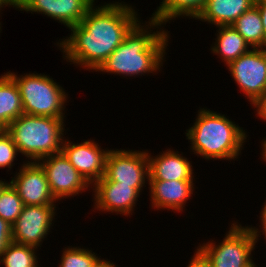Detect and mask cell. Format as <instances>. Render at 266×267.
Here are the masks:
<instances>
[{"mask_svg": "<svg viewBox=\"0 0 266 267\" xmlns=\"http://www.w3.org/2000/svg\"><path fill=\"white\" fill-rule=\"evenodd\" d=\"M140 20L135 7L124 1L94 3L80 23L69 29L70 35L55 46L70 65L95 72Z\"/></svg>", "mask_w": 266, "mask_h": 267, "instance_id": "obj_1", "label": "cell"}, {"mask_svg": "<svg viewBox=\"0 0 266 267\" xmlns=\"http://www.w3.org/2000/svg\"><path fill=\"white\" fill-rule=\"evenodd\" d=\"M215 42L211 45V53L222 58L224 65L238 59L242 54L248 52L251 47L232 25L217 26Z\"/></svg>", "mask_w": 266, "mask_h": 267, "instance_id": "obj_18", "label": "cell"}, {"mask_svg": "<svg viewBox=\"0 0 266 267\" xmlns=\"http://www.w3.org/2000/svg\"><path fill=\"white\" fill-rule=\"evenodd\" d=\"M91 190L94 193V210L130 217L134 213L143 188L119 185V182H112L102 177L92 185Z\"/></svg>", "mask_w": 266, "mask_h": 267, "instance_id": "obj_11", "label": "cell"}, {"mask_svg": "<svg viewBox=\"0 0 266 267\" xmlns=\"http://www.w3.org/2000/svg\"><path fill=\"white\" fill-rule=\"evenodd\" d=\"M109 151L101 148L95 139L73 143L65 137L62 143L64 155L91 186L104 176Z\"/></svg>", "mask_w": 266, "mask_h": 267, "instance_id": "obj_12", "label": "cell"}, {"mask_svg": "<svg viewBox=\"0 0 266 267\" xmlns=\"http://www.w3.org/2000/svg\"><path fill=\"white\" fill-rule=\"evenodd\" d=\"M246 267H258L256 263H254V260Z\"/></svg>", "mask_w": 266, "mask_h": 267, "instance_id": "obj_35", "label": "cell"}, {"mask_svg": "<svg viewBox=\"0 0 266 267\" xmlns=\"http://www.w3.org/2000/svg\"><path fill=\"white\" fill-rule=\"evenodd\" d=\"M187 267H209L204 259L195 251L194 255L190 257Z\"/></svg>", "mask_w": 266, "mask_h": 267, "instance_id": "obj_30", "label": "cell"}, {"mask_svg": "<svg viewBox=\"0 0 266 267\" xmlns=\"http://www.w3.org/2000/svg\"><path fill=\"white\" fill-rule=\"evenodd\" d=\"M147 149L149 180H195L192 161L168 148L159 154L152 156Z\"/></svg>", "mask_w": 266, "mask_h": 267, "instance_id": "obj_16", "label": "cell"}, {"mask_svg": "<svg viewBox=\"0 0 266 267\" xmlns=\"http://www.w3.org/2000/svg\"><path fill=\"white\" fill-rule=\"evenodd\" d=\"M12 242V225L0 217V257Z\"/></svg>", "mask_w": 266, "mask_h": 267, "instance_id": "obj_26", "label": "cell"}, {"mask_svg": "<svg viewBox=\"0 0 266 267\" xmlns=\"http://www.w3.org/2000/svg\"><path fill=\"white\" fill-rule=\"evenodd\" d=\"M38 163L44 169L51 193L57 201L74 198L92 187L62 151L40 159Z\"/></svg>", "mask_w": 266, "mask_h": 267, "instance_id": "obj_9", "label": "cell"}, {"mask_svg": "<svg viewBox=\"0 0 266 267\" xmlns=\"http://www.w3.org/2000/svg\"><path fill=\"white\" fill-rule=\"evenodd\" d=\"M226 68L251 107L266 96V48H251Z\"/></svg>", "mask_w": 266, "mask_h": 267, "instance_id": "obj_7", "label": "cell"}, {"mask_svg": "<svg viewBox=\"0 0 266 267\" xmlns=\"http://www.w3.org/2000/svg\"><path fill=\"white\" fill-rule=\"evenodd\" d=\"M197 112L195 122L185 132L190 151L207 161L239 159L249 136L247 131L225 114L205 107Z\"/></svg>", "mask_w": 266, "mask_h": 267, "instance_id": "obj_3", "label": "cell"}, {"mask_svg": "<svg viewBox=\"0 0 266 267\" xmlns=\"http://www.w3.org/2000/svg\"><path fill=\"white\" fill-rule=\"evenodd\" d=\"M195 180H149L150 206L154 211L182 213L195 191ZM171 209V210H170Z\"/></svg>", "mask_w": 266, "mask_h": 267, "instance_id": "obj_15", "label": "cell"}, {"mask_svg": "<svg viewBox=\"0 0 266 267\" xmlns=\"http://www.w3.org/2000/svg\"><path fill=\"white\" fill-rule=\"evenodd\" d=\"M253 108L256 110V117L266 122V96H264Z\"/></svg>", "mask_w": 266, "mask_h": 267, "instance_id": "obj_29", "label": "cell"}, {"mask_svg": "<svg viewBox=\"0 0 266 267\" xmlns=\"http://www.w3.org/2000/svg\"><path fill=\"white\" fill-rule=\"evenodd\" d=\"M232 222L221 242L217 244L211 239L195 247L209 267H246L253 261L257 246L251 229L238 221Z\"/></svg>", "mask_w": 266, "mask_h": 267, "instance_id": "obj_6", "label": "cell"}, {"mask_svg": "<svg viewBox=\"0 0 266 267\" xmlns=\"http://www.w3.org/2000/svg\"><path fill=\"white\" fill-rule=\"evenodd\" d=\"M81 246H67L61 252L58 267H99L106 259H101L97 253Z\"/></svg>", "mask_w": 266, "mask_h": 267, "instance_id": "obj_23", "label": "cell"}, {"mask_svg": "<svg viewBox=\"0 0 266 267\" xmlns=\"http://www.w3.org/2000/svg\"><path fill=\"white\" fill-rule=\"evenodd\" d=\"M57 205H24L22 213L12 224V242L36 248L50 234L55 222ZM54 221V222H52Z\"/></svg>", "mask_w": 266, "mask_h": 267, "instance_id": "obj_10", "label": "cell"}, {"mask_svg": "<svg viewBox=\"0 0 266 267\" xmlns=\"http://www.w3.org/2000/svg\"><path fill=\"white\" fill-rule=\"evenodd\" d=\"M151 18L163 25L176 18L196 19L205 6L206 0H161ZM187 17V18H186Z\"/></svg>", "mask_w": 266, "mask_h": 267, "instance_id": "obj_20", "label": "cell"}, {"mask_svg": "<svg viewBox=\"0 0 266 267\" xmlns=\"http://www.w3.org/2000/svg\"><path fill=\"white\" fill-rule=\"evenodd\" d=\"M255 5V0H206L195 20L217 26L232 25L245 11Z\"/></svg>", "mask_w": 266, "mask_h": 267, "instance_id": "obj_17", "label": "cell"}, {"mask_svg": "<svg viewBox=\"0 0 266 267\" xmlns=\"http://www.w3.org/2000/svg\"><path fill=\"white\" fill-rule=\"evenodd\" d=\"M142 21L130 30L123 42L95 72L121 75L123 78L128 76L129 79L133 76H148L150 73L158 74L166 61L170 31L152 18Z\"/></svg>", "mask_w": 266, "mask_h": 267, "instance_id": "obj_2", "label": "cell"}, {"mask_svg": "<svg viewBox=\"0 0 266 267\" xmlns=\"http://www.w3.org/2000/svg\"><path fill=\"white\" fill-rule=\"evenodd\" d=\"M99 267H117V265H115V263L112 262V260L110 261V259H109V261H108V259H107Z\"/></svg>", "mask_w": 266, "mask_h": 267, "instance_id": "obj_33", "label": "cell"}, {"mask_svg": "<svg viewBox=\"0 0 266 267\" xmlns=\"http://www.w3.org/2000/svg\"><path fill=\"white\" fill-rule=\"evenodd\" d=\"M97 0H18V10L50 17L70 29Z\"/></svg>", "mask_w": 266, "mask_h": 267, "instance_id": "obj_14", "label": "cell"}, {"mask_svg": "<svg viewBox=\"0 0 266 267\" xmlns=\"http://www.w3.org/2000/svg\"><path fill=\"white\" fill-rule=\"evenodd\" d=\"M23 207L17 190L9 182L0 193V217L12 225L22 213Z\"/></svg>", "mask_w": 266, "mask_h": 267, "instance_id": "obj_24", "label": "cell"}, {"mask_svg": "<svg viewBox=\"0 0 266 267\" xmlns=\"http://www.w3.org/2000/svg\"><path fill=\"white\" fill-rule=\"evenodd\" d=\"M3 179H1L0 180V193H1V191L5 188V186L9 183V181L7 182H5V179H4V181H2Z\"/></svg>", "mask_w": 266, "mask_h": 267, "instance_id": "obj_34", "label": "cell"}, {"mask_svg": "<svg viewBox=\"0 0 266 267\" xmlns=\"http://www.w3.org/2000/svg\"><path fill=\"white\" fill-rule=\"evenodd\" d=\"M263 204L264 205H262V209H261L260 217H259V220H260L259 222L261 223L259 225L260 228H258L257 226L252 227V225H249V228L251 229L254 235L255 243H258V240H260L259 238H261V235H263V237L265 238V242H266V200Z\"/></svg>", "mask_w": 266, "mask_h": 267, "instance_id": "obj_27", "label": "cell"}, {"mask_svg": "<svg viewBox=\"0 0 266 267\" xmlns=\"http://www.w3.org/2000/svg\"><path fill=\"white\" fill-rule=\"evenodd\" d=\"M103 177L112 182H119V185L146 187L145 184H149L147 150L110 149Z\"/></svg>", "mask_w": 266, "mask_h": 267, "instance_id": "obj_8", "label": "cell"}, {"mask_svg": "<svg viewBox=\"0 0 266 267\" xmlns=\"http://www.w3.org/2000/svg\"><path fill=\"white\" fill-rule=\"evenodd\" d=\"M38 248L11 242L0 257L3 267H34L39 261Z\"/></svg>", "mask_w": 266, "mask_h": 267, "instance_id": "obj_22", "label": "cell"}, {"mask_svg": "<svg viewBox=\"0 0 266 267\" xmlns=\"http://www.w3.org/2000/svg\"><path fill=\"white\" fill-rule=\"evenodd\" d=\"M232 26L243 36L251 48H265L264 28L256 5L245 11Z\"/></svg>", "mask_w": 266, "mask_h": 267, "instance_id": "obj_21", "label": "cell"}, {"mask_svg": "<svg viewBox=\"0 0 266 267\" xmlns=\"http://www.w3.org/2000/svg\"><path fill=\"white\" fill-rule=\"evenodd\" d=\"M34 267H41V266L39 265V262H38Z\"/></svg>", "mask_w": 266, "mask_h": 267, "instance_id": "obj_37", "label": "cell"}, {"mask_svg": "<svg viewBox=\"0 0 266 267\" xmlns=\"http://www.w3.org/2000/svg\"><path fill=\"white\" fill-rule=\"evenodd\" d=\"M19 151L17 146L12 140V137L7 133L6 130L0 133V169L8 167L10 171L15 166L14 161L18 160Z\"/></svg>", "mask_w": 266, "mask_h": 267, "instance_id": "obj_25", "label": "cell"}, {"mask_svg": "<svg viewBox=\"0 0 266 267\" xmlns=\"http://www.w3.org/2000/svg\"><path fill=\"white\" fill-rule=\"evenodd\" d=\"M18 171L9 182L17 190L24 205H58L51 193L46 173L38 162L23 161Z\"/></svg>", "mask_w": 266, "mask_h": 267, "instance_id": "obj_13", "label": "cell"}, {"mask_svg": "<svg viewBox=\"0 0 266 267\" xmlns=\"http://www.w3.org/2000/svg\"><path fill=\"white\" fill-rule=\"evenodd\" d=\"M5 129L0 125V133L4 131Z\"/></svg>", "mask_w": 266, "mask_h": 267, "instance_id": "obj_36", "label": "cell"}, {"mask_svg": "<svg viewBox=\"0 0 266 267\" xmlns=\"http://www.w3.org/2000/svg\"><path fill=\"white\" fill-rule=\"evenodd\" d=\"M261 143V158L263 159V161L266 163V138L262 139Z\"/></svg>", "mask_w": 266, "mask_h": 267, "instance_id": "obj_32", "label": "cell"}, {"mask_svg": "<svg viewBox=\"0 0 266 267\" xmlns=\"http://www.w3.org/2000/svg\"><path fill=\"white\" fill-rule=\"evenodd\" d=\"M16 82L24 114L65 118L68 92L52 77L41 73L7 72ZM65 115V116H64Z\"/></svg>", "mask_w": 266, "mask_h": 267, "instance_id": "obj_5", "label": "cell"}, {"mask_svg": "<svg viewBox=\"0 0 266 267\" xmlns=\"http://www.w3.org/2000/svg\"><path fill=\"white\" fill-rule=\"evenodd\" d=\"M255 5L258 7L262 24L264 28L265 48H266V0H255Z\"/></svg>", "mask_w": 266, "mask_h": 267, "instance_id": "obj_28", "label": "cell"}, {"mask_svg": "<svg viewBox=\"0 0 266 267\" xmlns=\"http://www.w3.org/2000/svg\"><path fill=\"white\" fill-rule=\"evenodd\" d=\"M64 119L23 113L5 130L12 137L19 154L26 157L25 162H38L62 151L66 135Z\"/></svg>", "mask_w": 266, "mask_h": 267, "instance_id": "obj_4", "label": "cell"}, {"mask_svg": "<svg viewBox=\"0 0 266 267\" xmlns=\"http://www.w3.org/2000/svg\"><path fill=\"white\" fill-rule=\"evenodd\" d=\"M7 6L18 10V0H0V13L2 12L3 7L6 8Z\"/></svg>", "mask_w": 266, "mask_h": 267, "instance_id": "obj_31", "label": "cell"}, {"mask_svg": "<svg viewBox=\"0 0 266 267\" xmlns=\"http://www.w3.org/2000/svg\"><path fill=\"white\" fill-rule=\"evenodd\" d=\"M24 113L19 88L6 72L0 75V125L5 129Z\"/></svg>", "mask_w": 266, "mask_h": 267, "instance_id": "obj_19", "label": "cell"}]
</instances>
